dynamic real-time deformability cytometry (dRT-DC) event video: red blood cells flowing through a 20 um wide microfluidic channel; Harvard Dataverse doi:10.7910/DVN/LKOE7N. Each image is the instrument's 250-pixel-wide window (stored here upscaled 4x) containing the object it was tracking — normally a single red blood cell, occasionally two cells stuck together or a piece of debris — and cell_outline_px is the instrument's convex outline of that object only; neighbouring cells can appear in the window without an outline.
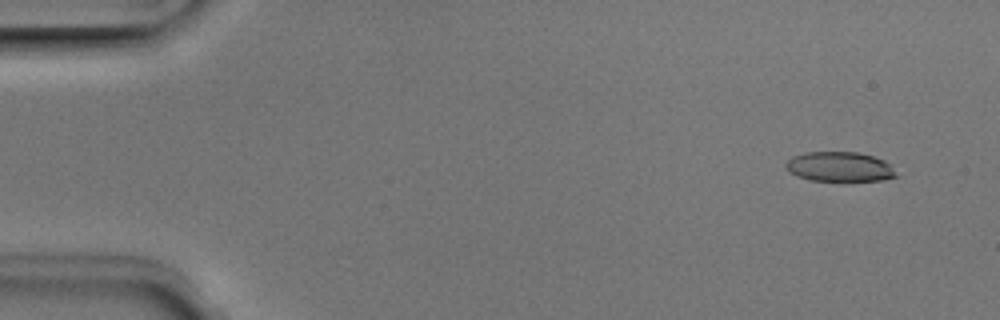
{"species": "Egyptian fruit bat (a non-hibernating species)", "species_latin": "Rousettus aegyptiacus", "temperature_condition": "room temperature", "stored_images_in_passage": 5, "camera_frame_rate_fps": 3000, "um_per_image_px": 0.085, "animal": {"sex": "male"}, "frame": {"image": 1, "passage_image": 1, "time_ms": 0.0, "image_size_px": [1000, 320], "cell_outline_px": [[900, 176], [884, 180], [812, 180], [796, 176], [784, 164], [792, 156], [804, 152], [856, 152], [872, 156], [884, 160], [892, 164]], "centroid_in_image_um": [71.43, 14.16], "position_along_channel_um": 13.6, "area_um2": 19.13}}
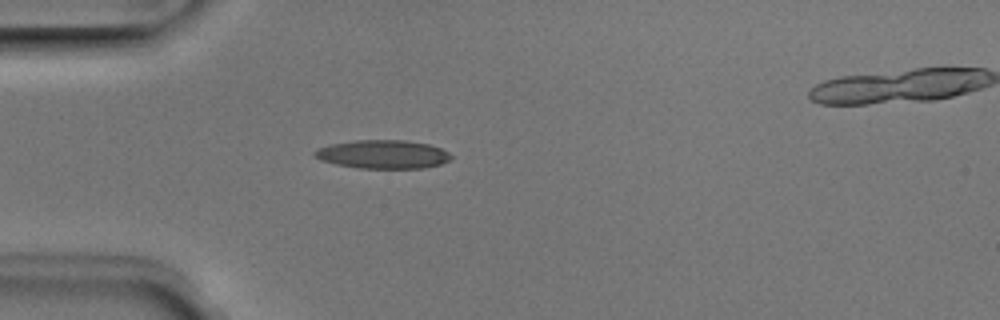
{"frame": {"image": 2, "passage_image": 4, "time_ms": 1.0, "image_size_px": [1000, 320], "cell_outline_px": [[452, 156], [448, 160], [440, 164], [420, 168], [360, 168], [336, 164], [320, 160], [312, 152], [316, 148], [332, 144], [356, 140], [404, 140], [428, 144], [440, 148], [448, 152]], "centroid_in_image_um": [32.52, 13.11], "position_along_channel_um": 52.5, "area_um2": 22.48}}